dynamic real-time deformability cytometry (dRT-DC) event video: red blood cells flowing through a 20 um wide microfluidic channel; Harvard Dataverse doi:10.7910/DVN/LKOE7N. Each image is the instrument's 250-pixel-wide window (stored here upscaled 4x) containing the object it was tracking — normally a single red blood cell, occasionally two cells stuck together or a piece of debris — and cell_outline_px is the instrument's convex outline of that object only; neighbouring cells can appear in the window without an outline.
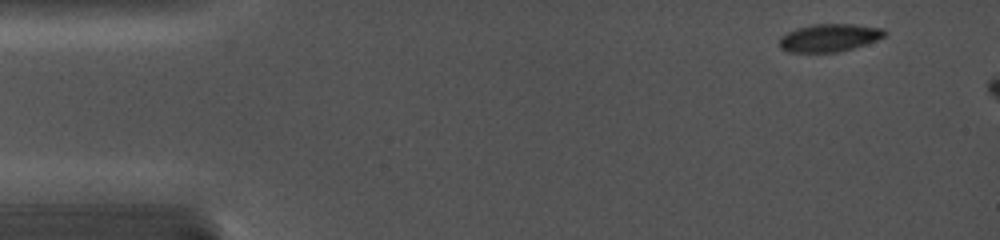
{"species": "common noctule bat (a hibernating species)", "species_latin": "Nyctalus noctula", "temperature_condition": "cold", "stored_images_in_passage": 3, "camera_frame_rate_fps": 5000, "um_per_image_px": 0.085, "animal": {"sex": "female", "body_mass_g": 19.0, "forearm_length_mm": 56.7}, "frame": {"image": 1, "passage_image": 1, "time_ms": 0.0, "image_size_px": [1000, 240], "cell_outline_px": [[888, 32], [884, 36], [876, 40], [840, 52], [788, 52], [780, 48], [780, 36], [796, 28], [812, 24], [852, 24], [884, 28]], "centroid_in_image_um": [70.48, 3.2], "position_along_channel_um": 14.5, "area_um2": 17.05}}